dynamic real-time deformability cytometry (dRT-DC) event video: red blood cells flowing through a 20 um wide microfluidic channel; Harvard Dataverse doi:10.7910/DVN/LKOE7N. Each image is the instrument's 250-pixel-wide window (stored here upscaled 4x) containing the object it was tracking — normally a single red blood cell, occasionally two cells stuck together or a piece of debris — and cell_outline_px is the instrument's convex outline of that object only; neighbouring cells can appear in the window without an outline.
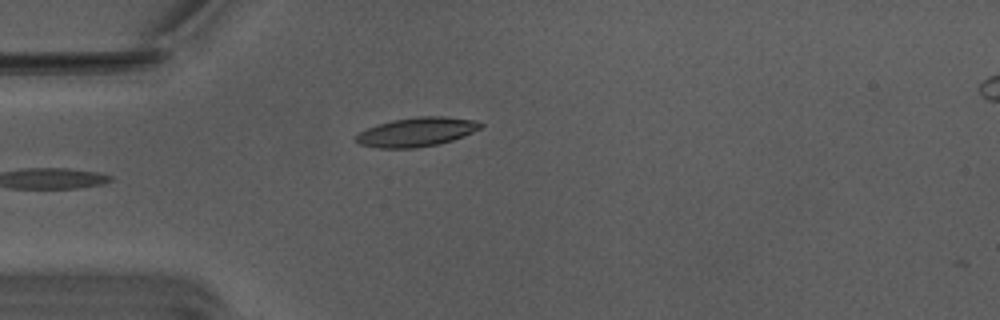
{"species": "Egyptian fruit bat (a non-hibernating species)", "species_latin": "Rousettus aegyptiacus", "temperature_condition": "warm", "stored_images_in_passage": 3, "camera_frame_rate_fps": 3000, "um_per_image_px": 0.085, "animal": {"sex": "male"}, "frame": {"image": 1, "passage_image": 1, "time_ms": 0.0, "image_size_px": [1000, 320], "cell_outline_px": [[484, 124], [480, 128], [464, 136], [440, 144], [416, 148], [376, 148], [360, 144], [356, 140], [356, 136], [360, 132], [368, 128], [392, 120], [420, 116], [444, 116], [476, 120]], "centroid_in_image_um": [35.44, 11.22], "position_along_channel_um": 49.6, "area_um2": 21.04}}